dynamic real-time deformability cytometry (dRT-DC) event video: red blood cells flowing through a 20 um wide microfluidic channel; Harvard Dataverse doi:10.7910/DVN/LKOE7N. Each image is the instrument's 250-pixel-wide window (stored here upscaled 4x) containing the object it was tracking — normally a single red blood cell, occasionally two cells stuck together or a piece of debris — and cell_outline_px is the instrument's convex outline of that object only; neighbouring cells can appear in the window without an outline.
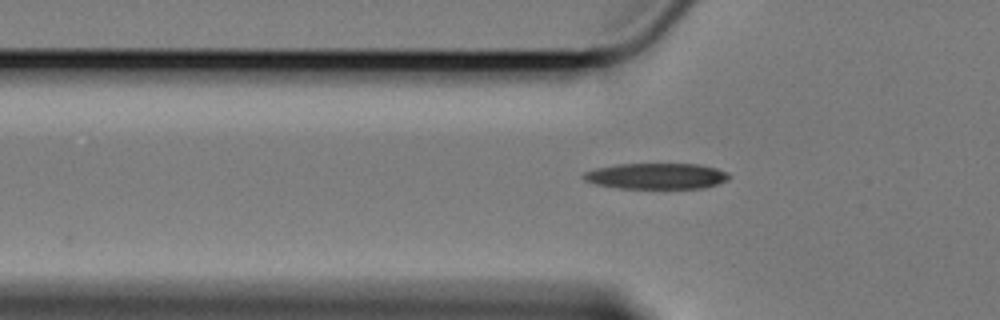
{"species": "Egyptian fruit bat (a non-hibernating species)", "species_latin": "Rousettus aegyptiacus", "temperature_condition": "cold", "stored_images_in_passage": 44, "camera_frame_rate_fps": 3000, "um_per_image_px": 0.085, "animal": {"sex": "female"}, "frame": {"image": 1, "passage_image": 5, "time_ms": 1.333, "image_size_px": [1000, 320], "cell_outline_px": [[732, 176], [728, 180], [716, 184], [700, 188], [620, 188], [596, 184], [584, 180], [580, 176], [584, 172], [596, 168], [616, 164], [700, 164], [716, 168], [728, 172]], "centroid_in_image_um": [55.79, 14.96], "position_along_channel_um": 70.0, "area_um2": 22.02}}
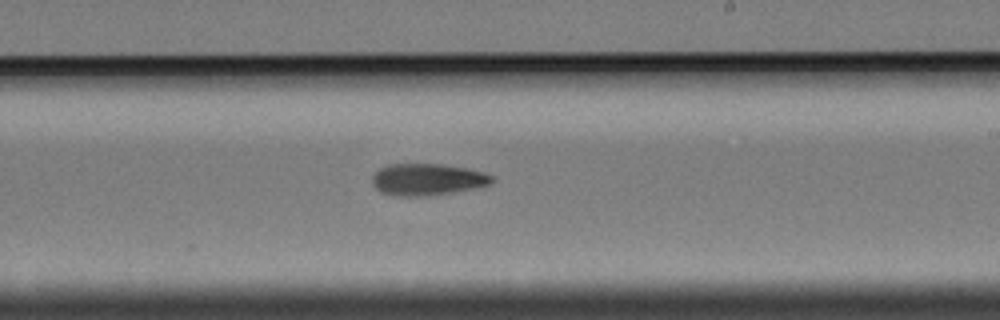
{"frame": {"image": 2, "passage_image": 21, "time_ms": 6.667, "image_size_px": [1000, 320], "cell_outline_px": [[492, 184], [452, 192], [428, 196], [392, 196], [380, 192], [372, 184], [372, 176], [380, 168], [388, 164], [440, 164], [468, 168], [484, 172], [492, 176]], "centroid_in_image_um": [36.29, 15.26], "position_along_channel_um": 252.7, "area_um2": 22.2}}
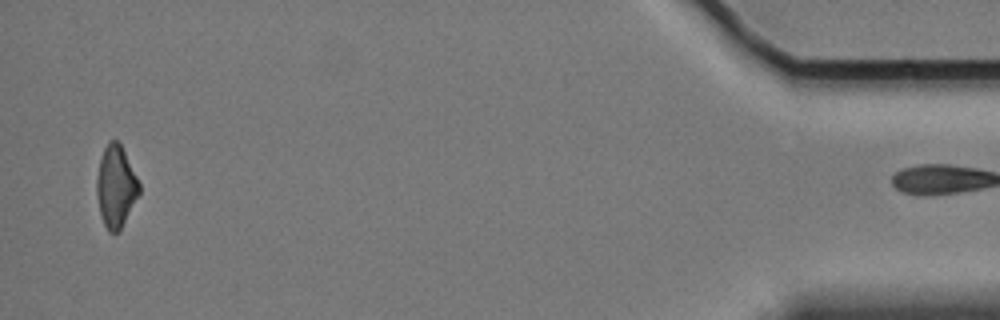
{"frame": {"image": 3, "passage_image": 43, "time_ms": 14.0, "image_size_px": [1000, 320], "cell_outline_px": [[140, 192], [120, 232], [108, 232], [100, 216], [96, 192], [96, 180], [100, 160], [104, 148], [108, 140], [116, 140], [120, 144], [140, 184]], "centroid_in_image_um": [9.83, 15.89], "position_along_channel_um": 425.4, "area_um2": 20.17}}